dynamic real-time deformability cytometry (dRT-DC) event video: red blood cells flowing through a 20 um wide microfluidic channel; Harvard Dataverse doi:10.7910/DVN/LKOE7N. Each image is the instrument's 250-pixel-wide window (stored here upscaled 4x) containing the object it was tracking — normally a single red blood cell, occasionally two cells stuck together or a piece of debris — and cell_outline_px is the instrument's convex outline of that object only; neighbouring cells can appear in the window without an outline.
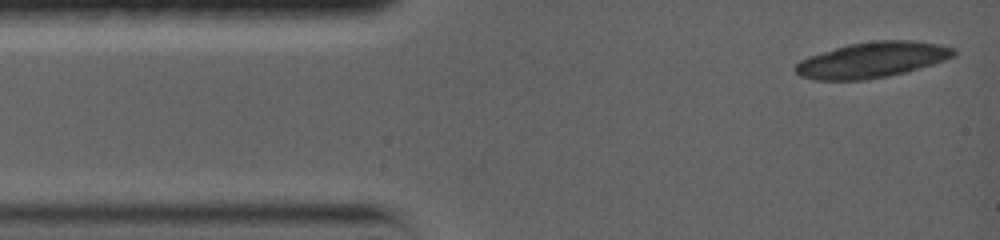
{"species": "common noctule bat (a hibernating species)", "species_latin": "Nyctalus noctula", "temperature_condition": "warm", "stored_images_in_passage": 2, "camera_frame_rate_fps": 5000, "um_per_image_px": 0.085, "animal": {"sex": "female", "body_mass_g": 19.0, "forearm_length_mm": 56.7}, "frame": {"image": 1, "passage_image": 1, "time_ms": 0.0, "image_size_px": [1000, 240], "cell_outline_px": [[956, 52], [952, 56], [944, 60], [932, 64], [904, 72], [888, 76], [860, 80], [816, 80], [800, 76], [792, 68], [800, 60], [808, 56], [848, 44], [876, 40], [916, 40], [940, 44], [956, 48]], "centroid_in_image_um": [74.11, 5.08], "position_along_channel_um": 10.9, "area_um2": 32.83}}